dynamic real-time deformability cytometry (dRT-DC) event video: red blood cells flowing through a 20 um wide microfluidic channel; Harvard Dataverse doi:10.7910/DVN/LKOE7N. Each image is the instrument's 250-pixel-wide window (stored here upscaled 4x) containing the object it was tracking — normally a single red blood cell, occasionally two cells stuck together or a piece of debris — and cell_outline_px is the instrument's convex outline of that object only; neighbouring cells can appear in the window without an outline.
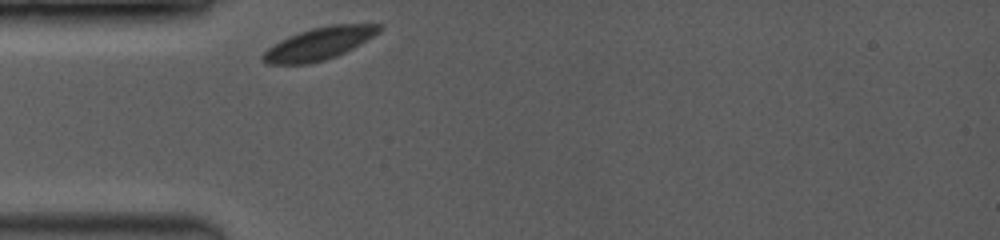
{"species": "common noctule bat (a hibernating species)", "species_latin": "Nyctalus noctula", "temperature_condition": "room temperature", "stored_images_in_passage": 55, "camera_frame_rate_fps": 3500, "um_per_image_px": 0.085, "animal": {"sex": "female", "body_mass_g": 19.0, "forearm_length_mm": 53.3}, "frame": {"image": 1, "passage_image": 1, "time_ms": 0.0, "image_size_px": [1000, 240], "cell_outline_px": [[384, 28], [380, 32], [360, 44], [336, 56], [324, 60], [308, 64], [264, 64], [260, 56], [272, 44], [288, 36], [312, 28], [332, 24], [384, 24]], "centroid_in_image_um": [27.12, 3.7], "position_along_channel_um": 57.9, "area_um2": 22.02}}
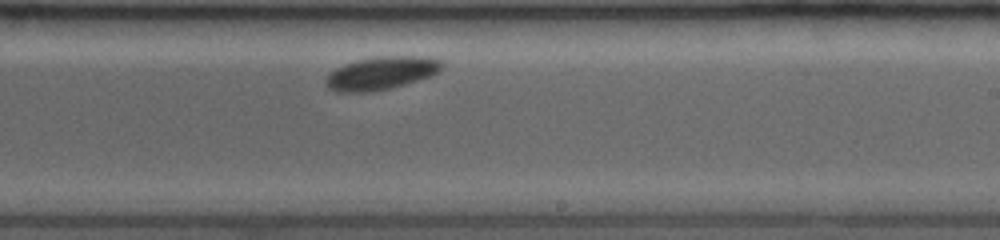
{"frame": {"image": 2, "passage_image": 31, "time_ms": 5.429, "image_size_px": [1000, 240], "cell_outline_px": [[444, 68], [432, 76], [392, 88], [372, 92], [336, 92], [328, 88], [324, 84], [324, 80], [328, 72], [344, 64], [356, 60], [376, 56], [428, 56], [440, 60], [444, 64]], "centroid_in_image_um": [32.4, 6.22], "position_along_channel_um": 256.6, "area_um2": 22.89}}
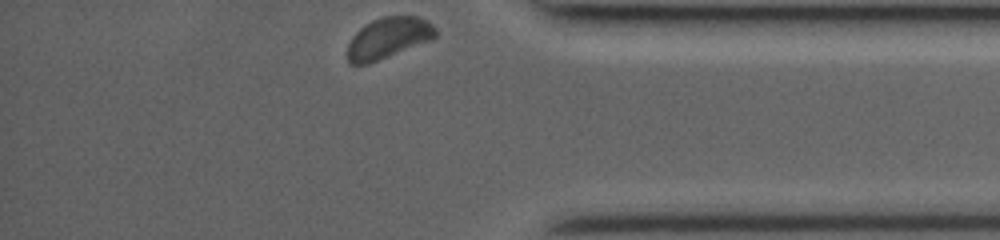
{"frame": {"image": 3, "passage_image": 54, "time_ms": 9.429, "image_size_px": [1000, 240], "cell_outline_px": [[436, 36], [432, 40], [368, 64], [352, 64], [348, 60], [348, 44], [352, 36], [360, 28], [372, 20], [384, 16], [416, 16], [428, 20], [436, 28]], "centroid_in_image_um": [33.03, 3.22], "position_along_channel_um": 402.2, "area_um2": 21.04}, "authors_computed_cell_mechanics": {"area_um2": 21.964, "velocity_mm_per_s": 3.7578, "shape_relaxation_time_tau1_ms": 0.5126, "shape_relaxation_time_tau2_ms": null, "deformation_change_tau1": 0.013, "deformation_change_tau2": null}}